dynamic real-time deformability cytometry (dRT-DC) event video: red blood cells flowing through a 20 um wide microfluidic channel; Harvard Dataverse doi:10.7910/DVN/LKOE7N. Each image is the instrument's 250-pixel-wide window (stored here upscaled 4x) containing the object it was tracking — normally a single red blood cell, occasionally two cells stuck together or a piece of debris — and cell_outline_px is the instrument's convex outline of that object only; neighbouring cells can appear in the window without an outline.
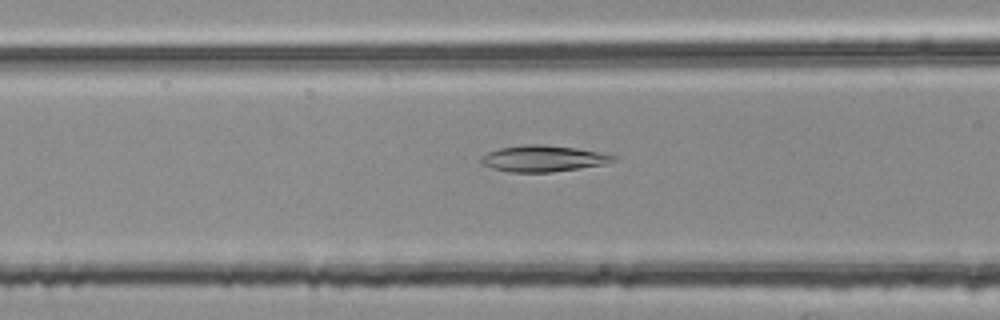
{"species": "common noctule bat (a hibernating species)", "species_latin": "Nyctalus noctula", "temperature_condition": "room temperature", "stored_images_in_passage": 28, "camera_frame_rate_fps": 3000, "um_per_image_px": 0.085, "animal": {"sex": "female", "body_mass_g": 25.1}, "frame": {"image": 1, "passage_image": 7, "time_ms": 2.0, "image_size_px": [1000, 320], "cell_outline_px": [[616, 160], [604, 164], [580, 168], [552, 172], [508, 172], [492, 168], [480, 164], [480, 160], [488, 152], [500, 148], [528, 144], [544, 144], [576, 148], [616, 156]], "centroid_in_image_um": [46.14, 13.48], "position_along_channel_um": 120.5, "area_um2": 20.06}}
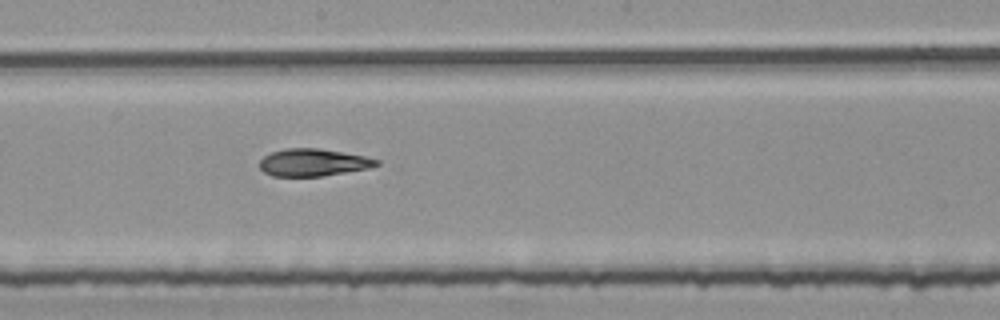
{"frame": {"image": 2, "passage_image": 15, "time_ms": 4.667, "image_size_px": [1000, 320], "cell_outline_px": [[380, 164], [372, 168], [320, 176], [272, 176], [264, 172], [260, 168], [260, 160], [264, 156], [272, 152], [284, 148], [320, 148], [364, 156], [380, 160]], "centroid_in_image_um": [26.64, 13.81], "position_along_channel_um": 221.6, "area_um2": 18.67}}
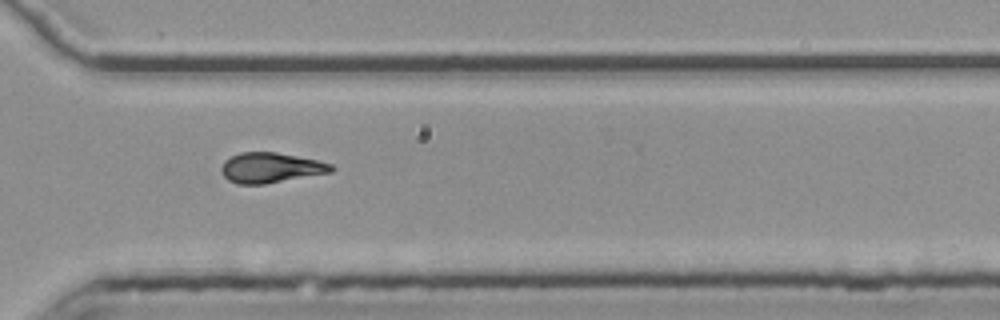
{"frame": {"image": 3, "passage_image": 25, "time_ms": 8.0, "image_size_px": [1000, 320], "cell_outline_px": [[336, 168], [332, 172], [264, 184], [236, 184], [228, 180], [224, 176], [220, 168], [224, 160], [240, 152], [276, 152], [316, 160], [332, 164]], "centroid_in_image_um": [23.0, 14.26], "position_along_channel_um": 347.6, "area_um2": 19.31}, "authors_computed_cell_mechanics": {"area_um2": 18.9873, "velocity_mm_per_s": 3.7969, "shape_relaxation_time_tau1_ms": null, "shape_relaxation_time_tau2_ms": 4.8366, "deformation_change_tau1": null, "deformation_change_tau2": 0.125}}